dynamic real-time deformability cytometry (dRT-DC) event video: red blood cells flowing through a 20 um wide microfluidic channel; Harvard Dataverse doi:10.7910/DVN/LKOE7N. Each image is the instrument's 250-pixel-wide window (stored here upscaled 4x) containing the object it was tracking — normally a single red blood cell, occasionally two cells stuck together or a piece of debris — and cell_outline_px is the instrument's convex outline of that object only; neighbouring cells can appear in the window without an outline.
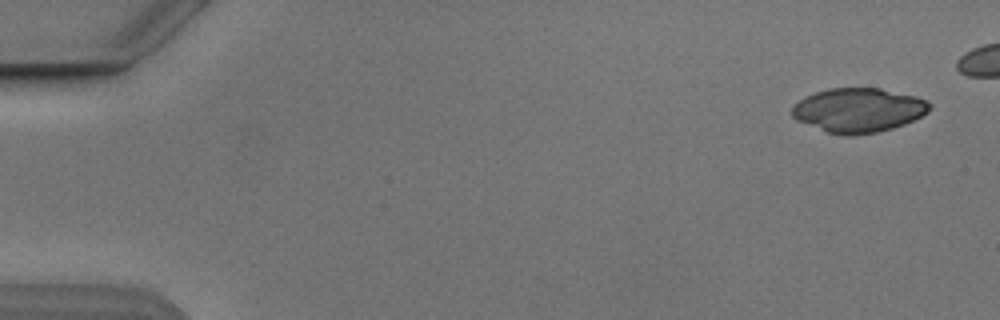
{"species": "Egyptian fruit bat (a non-hibernating species)", "species_latin": "Rousettus aegyptiacus", "temperature_condition": "cold", "stored_images_in_passage": 5, "camera_frame_rate_fps": 3000, "um_per_image_px": 0.085, "animal": {"sex": "male"}, "frame": {"image": 1, "passage_image": 1, "time_ms": 0.0, "image_size_px": [1000, 320], "cell_outline_px": [[932, 108], [928, 112], [904, 124], [892, 128], [876, 132], [828, 132], [796, 120], [792, 116], [792, 108], [800, 100], [816, 92], [828, 88], [880, 88], [916, 96], [928, 100], [932, 104]], "centroid_in_image_um": [73.02, 9.31], "position_along_channel_um": 12.0, "area_um2": 34.56}}